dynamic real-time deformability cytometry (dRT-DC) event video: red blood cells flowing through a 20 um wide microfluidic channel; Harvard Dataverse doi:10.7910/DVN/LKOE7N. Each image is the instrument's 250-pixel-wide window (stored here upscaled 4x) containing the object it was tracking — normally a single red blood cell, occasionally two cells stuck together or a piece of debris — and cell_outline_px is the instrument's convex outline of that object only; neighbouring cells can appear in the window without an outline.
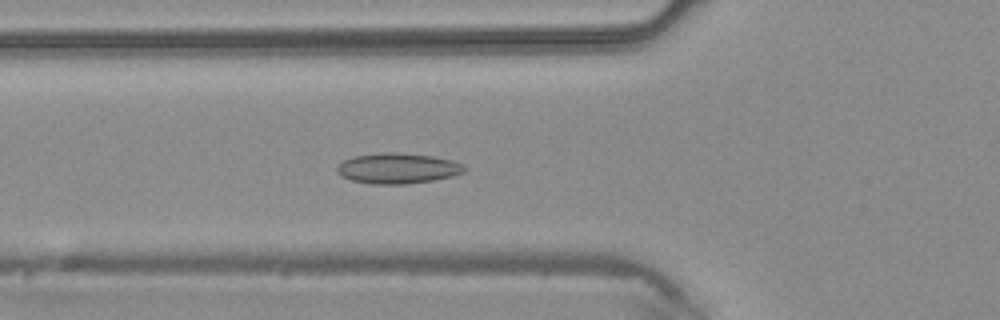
{"species": "common noctule bat (a hibernating species)", "species_latin": "Nyctalus noctula", "temperature_condition": "warm", "stored_images_in_passage": 45, "camera_frame_rate_fps": 3000, "um_per_image_px": 0.085, "animal": {"sex": "male", "body_mass_g": 20.4}, "frame": {"image": 1, "passage_image": 16, "time_ms": 5.0, "image_size_px": [1000, 320], "cell_outline_px": [[468, 168], [464, 172], [452, 176], [432, 180], [404, 184], [372, 184], [352, 180], [336, 172], [336, 168], [344, 160], [352, 156], [384, 152], [396, 152], [432, 156], [452, 160], [464, 164]], "centroid_in_image_um": [33.83, 14.3], "position_along_channel_um": 92.0, "area_um2": 22.6}}
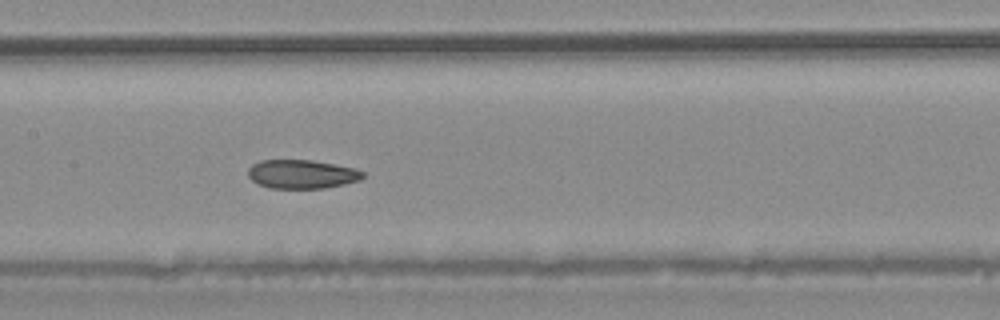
{"frame": {"image": 2, "passage_image": 22, "time_ms": 7.0, "image_size_px": [1000, 320], "cell_outline_px": [[364, 176], [360, 180], [344, 184], [324, 188], [268, 188], [256, 184], [248, 176], [248, 168], [252, 164], [260, 160], [312, 160], [336, 164], [356, 168], [364, 172]], "centroid_in_image_um": [25.65, 14.8], "position_along_channel_um": 181.8, "area_um2": 19.48}}
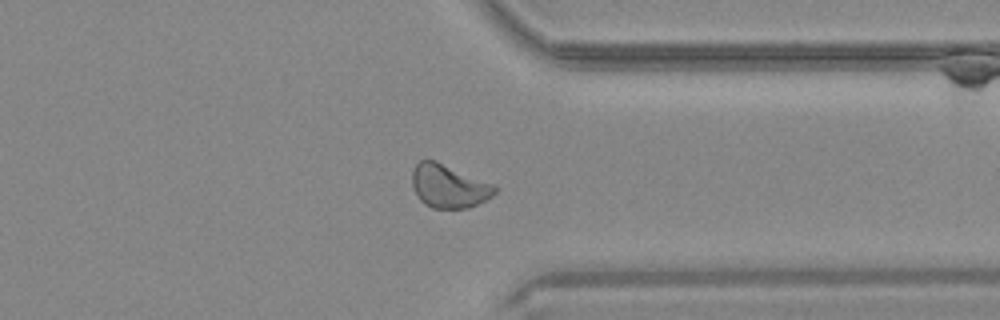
{"frame": {"image": 3, "passage_image": 35, "time_ms": 11.333, "image_size_px": [1000, 320], "cell_outline_px": [[496, 192], [492, 196], [468, 208], [432, 208], [424, 204], [420, 200], [412, 184], [412, 172], [416, 164], [420, 160], [436, 160], [492, 184], [496, 188]], "centroid_in_image_um": [38.11, 15.82], "position_along_channel_um": 373.3, "area_um2": 20.58}}